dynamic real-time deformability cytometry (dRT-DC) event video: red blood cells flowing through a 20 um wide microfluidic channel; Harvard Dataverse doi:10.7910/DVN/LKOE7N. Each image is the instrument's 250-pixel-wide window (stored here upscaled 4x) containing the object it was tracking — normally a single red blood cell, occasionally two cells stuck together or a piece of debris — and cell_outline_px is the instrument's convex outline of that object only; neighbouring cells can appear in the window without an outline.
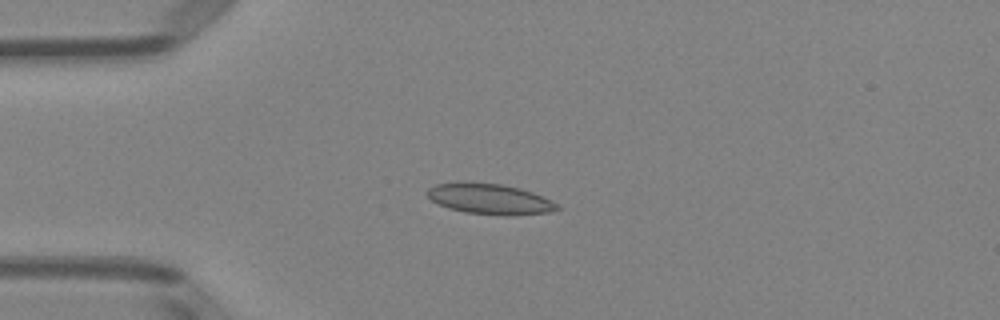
{"species": "Egyptian fruit bat (a non-hibernating species)", "species_latin": "Rousettus aegyptiacus", "temperature_condition": "room temperature", "stored_images_in_passage": 34, "camera_frame_rate_fps": 3000, "um_per_image_px": 0.085, "animal": {"sex": "female"}, "frame": {"image": 1, "passage_image": 1, "time_ms": 0.0, "image_size_px": [1000, 320], "cell_outline_px": [[560, 208], [548, 212], [508, 216], [504, 216], [464, 212], [448, 208], [432, 200], [424, 192], [428, 188], [436, 184], [500, 184], [520, 188], [532, 192], [552, 200], [560, 204]], "centroid_in_image_um": [41.68, 16.95], "position_along_channel_um": 43.3, "area_um2": 22.66}}
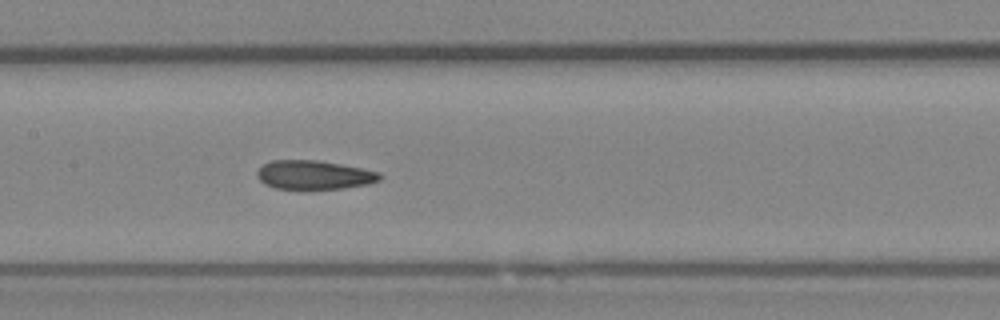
{"frame": {"image": 2, "passage_image": 13, "time_ms": 4.0, "image_size_px": [1000, 320], "cell_outline_px": [[384, 176], [380, 180], [368, 184], [344, 188], [276, 188], [264, 184], [256, 176], [256, 172], [264, 164], [272, 160], [316, 160], [340, 164], [380, 172]], "centroid_in_image_um": [26.71, 14.86], "position_along_channel_um": 180.7, "area_um2": 20.46}}
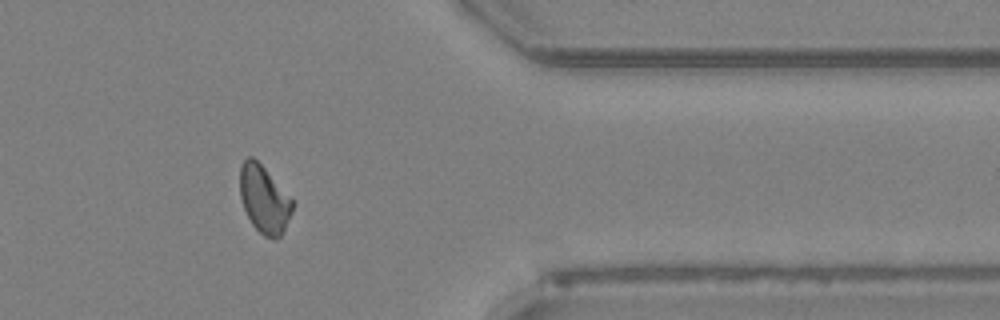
{"frame": {"image": 3, "passage_image": 30, "time_ms": 9.667, "image_size_px": [1000, 320], "cell_outline_px": [[292, 212], [280, 236], [276, 240], [264, 236], [252, 224], [244, 208], [240, 196], [240, 164], [248, 156], [252, 156], [264, 168], [292, 200]], "centroid_in_image_um": [22.42, 16.94], "position_along_channel_um": 389.0, "area_um2": 20.17}, "authors_computed_cell_mechanics": {"area_um2": 21.1259, "velocity_mm_per_s": 3.9743, "shape_relaxation_time_tau1_ms": null, "shape_relaxation_time_tau2_ms": 2.3544, "deformation_change_tau1": null, "deformation_change_tau2": 0.094}}